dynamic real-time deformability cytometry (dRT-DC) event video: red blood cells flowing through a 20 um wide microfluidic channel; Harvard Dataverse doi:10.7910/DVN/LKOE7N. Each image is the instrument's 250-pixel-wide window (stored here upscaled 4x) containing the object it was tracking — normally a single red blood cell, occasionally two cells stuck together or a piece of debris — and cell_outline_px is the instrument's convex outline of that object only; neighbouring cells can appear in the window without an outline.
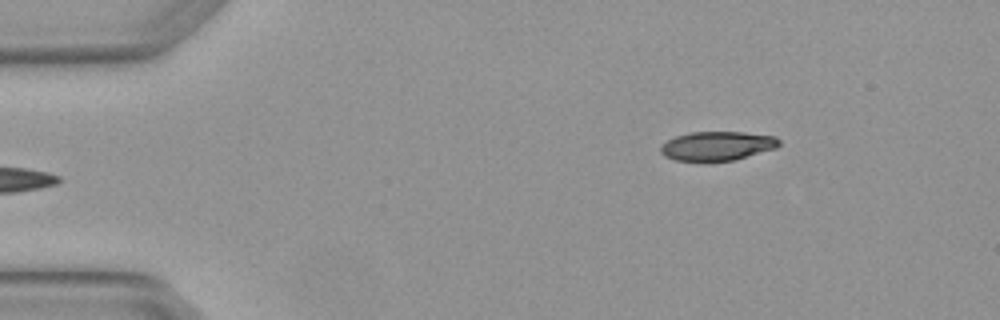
{"species": "Egyptian fruit bat (a non-hibernating species)", "species_latin": "Rousettus aegyptiacus", "temperature_condition": "warm", "stored_images_in_passage": 5, "camera_frame_rate_fps": 3000, "um_per_image_px": 0.085, "animal": {"sex": "female"}, "frame": {"image": 1, "passage_image": 5, "time_ms": 1.333, "image_size_px": [1000, 320], "cell_outline_px": [[780, 144], [776, 148], [736, 160], [676, 160], [664, 156], [660, 152], [660, 148], [668, 140], [676, 136], [692, 132], [744, 132], [776, 136], [780, 140]], "centroid_in_image_um": [61.01, 12.39], "position_along_channel_um": 24.0, "area_um2": 19.88}}